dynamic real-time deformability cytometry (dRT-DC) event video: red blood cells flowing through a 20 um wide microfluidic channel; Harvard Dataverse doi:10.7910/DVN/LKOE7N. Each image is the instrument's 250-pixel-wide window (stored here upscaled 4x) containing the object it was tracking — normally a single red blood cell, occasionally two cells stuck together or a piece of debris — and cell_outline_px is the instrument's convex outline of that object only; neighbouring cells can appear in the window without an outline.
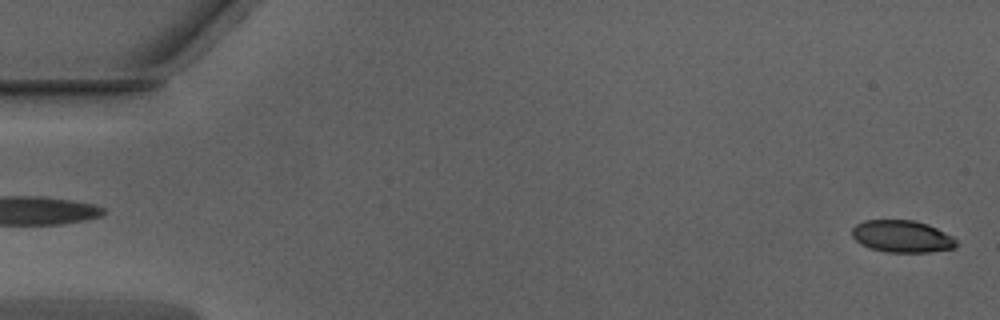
{"species": "Egyptian fruit bat (a non-hibernating species)", "species_latin": "Rousettus aegyptiacus", "temperature_condition": "warm", "stored_images_in_passage": 47, "camera_frame_rate_fps": 3000, "um_per_image_px": 0.085, "animal": {"sex": "male"}, "frame": {"image": 1, "passage_image": 1, "time_ms": 0.0, "image_size_px": [1000, 320], "cell_outline_px": [[956, 248], [928, 252], [888, 252], [868, 248], [860, 244], [852, 236], [852, 228], [856, 224], [864, 220], [916, 220], [928, 224], [952, 236], [956, 240]], "centroid_in_image_um": [76.65, 20.09], "position_along_channel_um": 8.3, "area_um2": 19.59}}
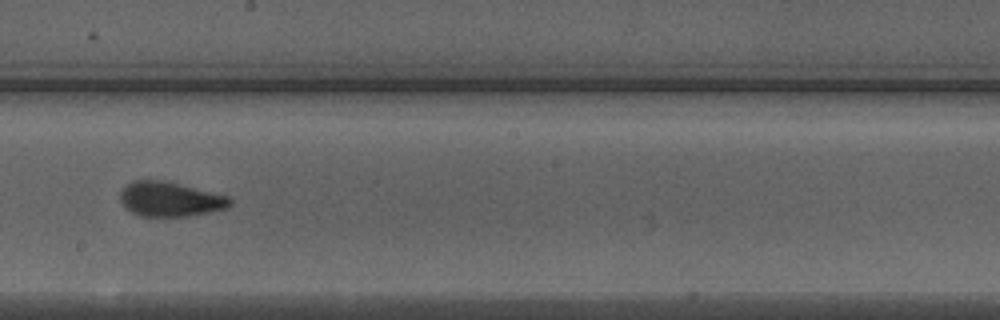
{"frame": {"image": 2, "passage_image": 29, "time_ms": 9.333, "image_size_px": [1000, 320], "cell_outline_px": [[232, 204], [224, 208], [208, 212], [188, 216], [140, 216], [124, 208], [120, 200], [120, 192], [128, 184], [136, 180], [160, 180], [228, 196], [232, 200]], "centroid_in_image_um": [14.42, 16.94], "position_along_channel_um": 233.8, "area_um2": 21.73}}
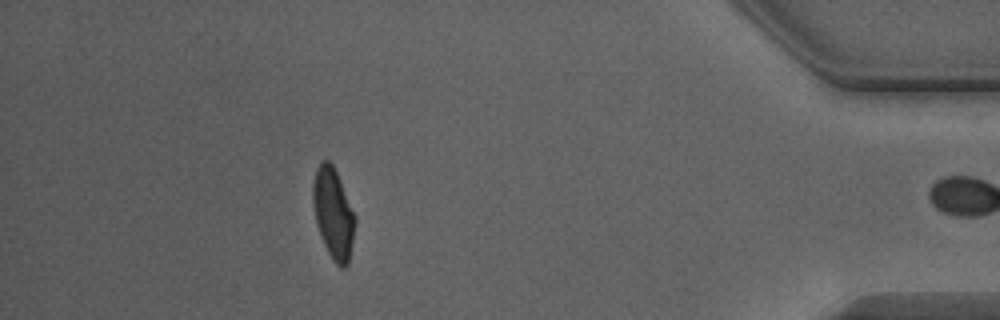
{"frame": {"image": 3, "passage_image": 46, "time_ms": 15.0, "image_size_px": [1000, 320], "cell_outline_px": [[356, 220], [348, 264], [344, 268], [340, 268], [332, 260], [324, 244], [316, 220], [312, 204], [312, 184], [316, 168], [320, 160], [328, 160], [332, 164], [336, 172], [356, 216]], "centroid_in_image_um": [28.32, 18.12], "position_along_channel_um": 406.9, "area_um2": 22.14}, "authors_computed_cell_mechanics": {"area_um2": 22.1374, "velocity_mm_per_s": 3.9893, "shape_relaxation_time_tau1_ms": 3.9737, "shape_relaxation_time_tau2_ms": 1.2251, "deformation_change_tau1": 0.1695, "deformation_change_tau2": 0.0735}}